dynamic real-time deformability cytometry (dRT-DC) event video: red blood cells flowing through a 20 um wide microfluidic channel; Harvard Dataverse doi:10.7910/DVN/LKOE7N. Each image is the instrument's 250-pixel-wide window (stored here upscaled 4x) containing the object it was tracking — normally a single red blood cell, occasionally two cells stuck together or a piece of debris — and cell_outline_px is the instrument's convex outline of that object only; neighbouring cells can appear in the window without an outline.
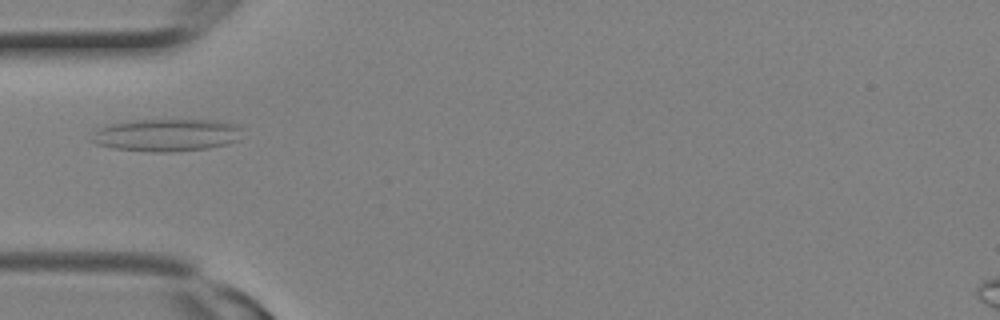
{"species": "Egyptian fruit bat (a non-hibernating species)", "species_latin": "Rousettus aegyptiacus", "temperature_condition": "room temperature", "stored_images_in_passage": 2, "camera_frame_rate_fps": 3000, "um_per_image_px": 0.085, "animal": {"sex": "female"}, "frame": {"image": 1, "passage_image": 1, "time_ms": 0.0, "image_size_px": [1000, 320], "cell_outline_px": [[240, 140], [208, 148], [168, 152], [152, 152], [112, 148], [96, 144], [88, 140], [100, 128], [112, 124], [140, 120], [216, 120], [236, 124], [240, 128]], "centroid_in_image_um": [14.16, 11.49], "position_along_channel_um": 70.8, "area_um2": 28.26}}